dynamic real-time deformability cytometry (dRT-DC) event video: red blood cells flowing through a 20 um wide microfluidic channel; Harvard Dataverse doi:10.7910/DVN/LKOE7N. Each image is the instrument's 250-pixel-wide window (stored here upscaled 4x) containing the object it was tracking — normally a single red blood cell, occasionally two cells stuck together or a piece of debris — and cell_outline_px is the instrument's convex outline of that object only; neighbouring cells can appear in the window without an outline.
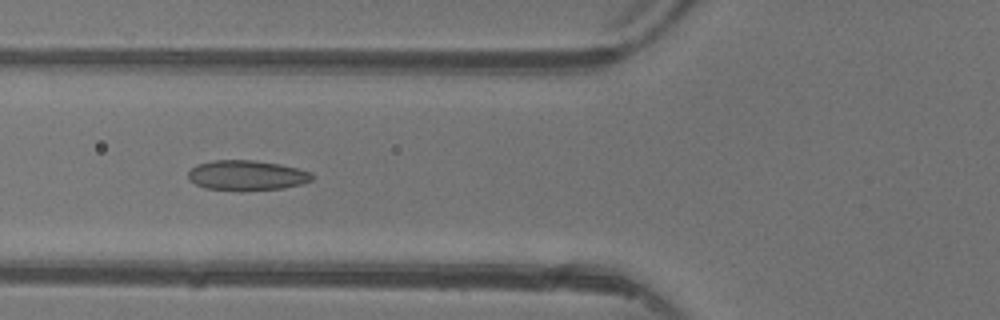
{"species": "common noctule bat (a hibernating species)", "species_latin": "Nyctalus noctula", "temperature_condition": "warm", "stored_images_in_passage": 5, "camera_frame_rate_fps": 3000, "um_per_image_px": 0.085, "animal": {"sex": "female"}, "frame": {"image": 1, "passage_image": 5, "time_ms": 5.667, "image_size_px": [1000, 320], "cell_outline_px": [[312, 180], [304, 184], [284, 188], [240, 192], [204, 188], [188, 180], [188, 172], [196, 164], [216, 160], [252, 160], [280, 164], [312, 172]], "centroid_in_image_um": [20.97, 14.93], "position_along_channel_um": 104.8, "area_um2": 22.14}}